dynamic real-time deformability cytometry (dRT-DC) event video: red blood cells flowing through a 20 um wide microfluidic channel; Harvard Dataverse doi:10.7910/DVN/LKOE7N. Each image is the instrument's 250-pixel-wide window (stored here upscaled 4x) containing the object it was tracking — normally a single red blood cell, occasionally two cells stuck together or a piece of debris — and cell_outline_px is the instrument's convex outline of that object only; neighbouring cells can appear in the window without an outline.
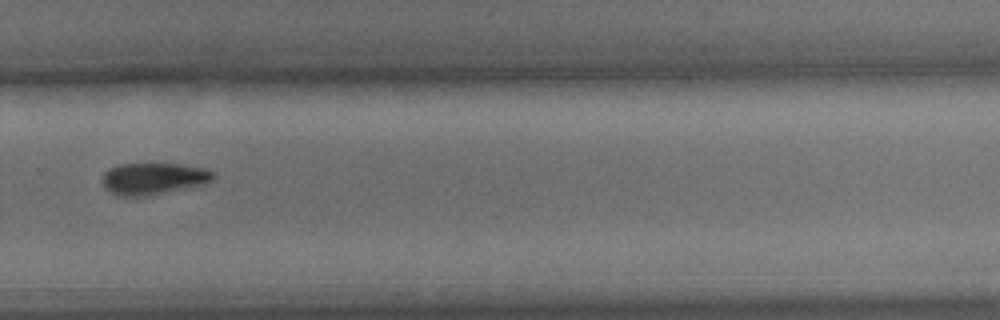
{"species": "common noctule bat (a hibernating species)", "species_latin": "Nyctalus noctula", "temperature_condition": "cold", "stored_images_in_passage": 11, "camera_frame_rate_fps": 3000, "um_per_image_px": 0.085, "animal": {"sex": "male", "body_mass_g": 15.6}, "frame": {"image": 1, "passage_image": 11, "time_ms": 3.333, "image_size_px": [1000, 320], "cell_outline_px": [[216, 176], [212, 180], [204, 184], [152, 196], [116, 196], [104, 188], [100, 180], [104, 172], [108, 168], [120, 164], [180, 164], [204, 168], [212, 172]], "centroid_in_image_um": [12.99, 15.2], "position_along_channel_um": 316.8, "area_um2": 20.87}}